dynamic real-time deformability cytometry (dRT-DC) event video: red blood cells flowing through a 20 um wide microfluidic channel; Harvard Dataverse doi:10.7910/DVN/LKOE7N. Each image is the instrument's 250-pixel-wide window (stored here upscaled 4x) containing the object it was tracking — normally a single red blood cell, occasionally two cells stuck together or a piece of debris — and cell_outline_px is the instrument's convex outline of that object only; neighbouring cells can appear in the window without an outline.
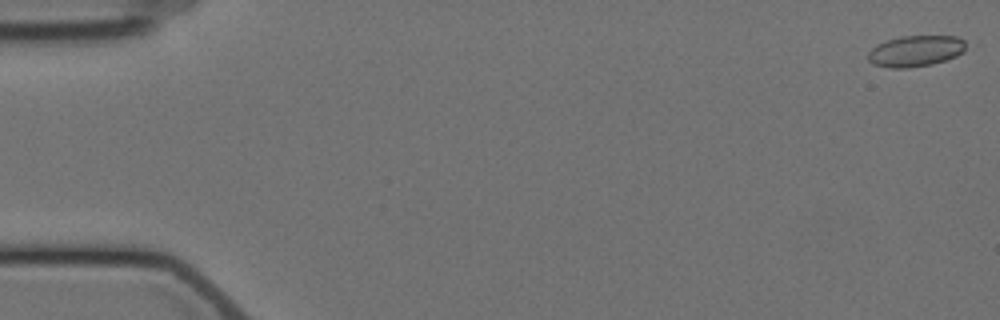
{"species": "Egyptian fruit bat (a non-hibernating species)", "species_latin": "Rousettus aegyptiacus", "temperature_condition": "cold", "stored_images_in_passage": 8, "camera_frame_rate_fps": 3000, "um_per_image_px": 0.085, "animal": {"sex": "female"}, "frame": {"image": 1, "passage_image": 1, "time_ms": 0.0, "image_size_px": [1000, 320], "cell_outline_px": [[964, 52], [956, 56], [932, 64], [908, 68], [892, 68], [872, 64], [868, 60], [868, 52], [876, 44], [900, 36], [956, 36], [964, 40]], "centroid_in_image_um": [77.79, 4.34], "position_along_channel_um": 7.2, "area_um2": 17.69}}
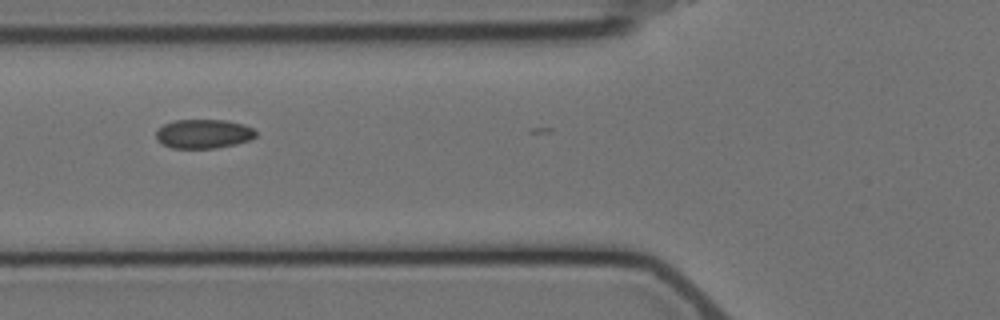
{"frame": {"image": 2, "passage_image": 6, "time_ms": 7.0, "image_size_px": [1000, 320], "cell_outline_px": [[256, 136], [252, 140], [236, 144], [216, 148], [172, 148], [160, 144], [156, 140], [156, 132], [164, 124], [176, 120], [228, 120], [244, 124], [252, 128], [256, 132]], "centroid_in_image_um": [17.31, 11.38], "position_along_channel_um": 108.5, "area_um2": 17.11}}
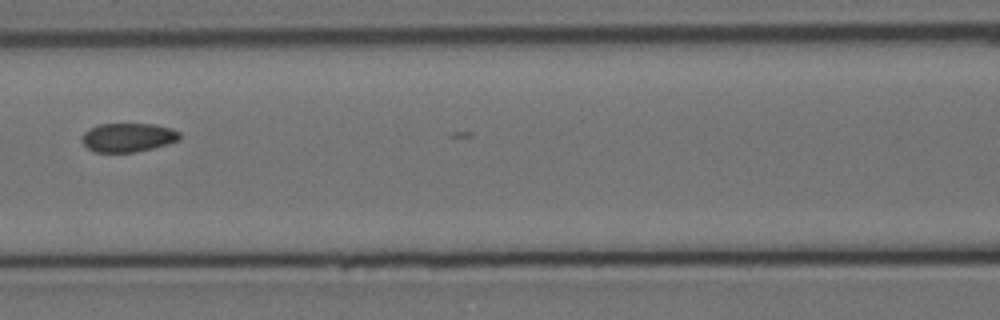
{"frame": {"image": 3, "passage_image": 7, "time_ms": 8.333, "image_size_px": [1000, 320], "cell_outline_px": [[180, 140], [168, 144], [136, 152], [96, 152], [88, 148], [80, 140], [80, 136], [84, 132], [100, 124], [152, 124], [172, 128], [180, 132]], "centroid_in_image_um": [10.89, 11.68], "position_along_channel_um": 155.7, "area_um2": 16.47}}